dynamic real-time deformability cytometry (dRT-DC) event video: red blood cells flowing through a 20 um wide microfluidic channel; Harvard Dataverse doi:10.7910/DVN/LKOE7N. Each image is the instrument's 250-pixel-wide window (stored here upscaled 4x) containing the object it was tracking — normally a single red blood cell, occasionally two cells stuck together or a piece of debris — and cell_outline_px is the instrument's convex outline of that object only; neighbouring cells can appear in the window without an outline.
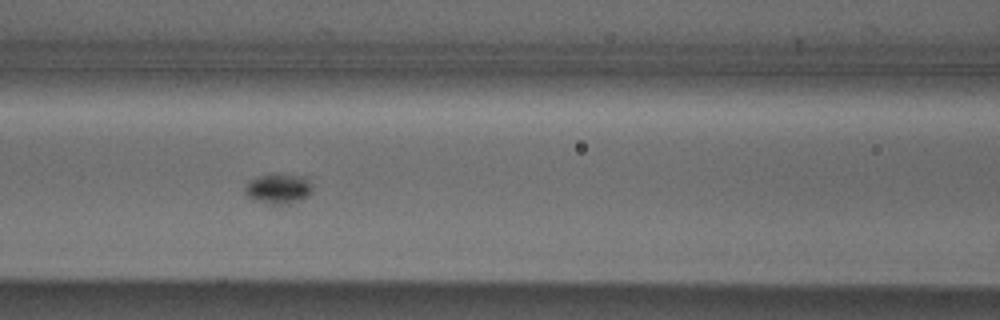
{"species": "Egyptian fruit bat (a non-hibernating species)", "species_latin": "Rousettus aegyptiacus", "temperature_condition": "cold", "stored_images_in_passage": 56, "camera_frame_rate_fps": 3000, "um_per_image_px": 0.085, "animal": {"sex": "male"}, "frame": {"image": 1, "passage_image": 25, "time_ms": 8.0, "image_size_px": [1000, 320], "cell_outline_px": [[312, 192], [308, 196], [300, 200], [284, 204], [268, 204], [256, 200], [248, 196], [244, 192], [244, 188], [256, 176], [268, 172], [276, 172], [308, 176], [312, 184]], "centroid_in_image_um": [23.71, 15.98], "position_along_channel_um": 142.9, "area_um2": 12.31}}